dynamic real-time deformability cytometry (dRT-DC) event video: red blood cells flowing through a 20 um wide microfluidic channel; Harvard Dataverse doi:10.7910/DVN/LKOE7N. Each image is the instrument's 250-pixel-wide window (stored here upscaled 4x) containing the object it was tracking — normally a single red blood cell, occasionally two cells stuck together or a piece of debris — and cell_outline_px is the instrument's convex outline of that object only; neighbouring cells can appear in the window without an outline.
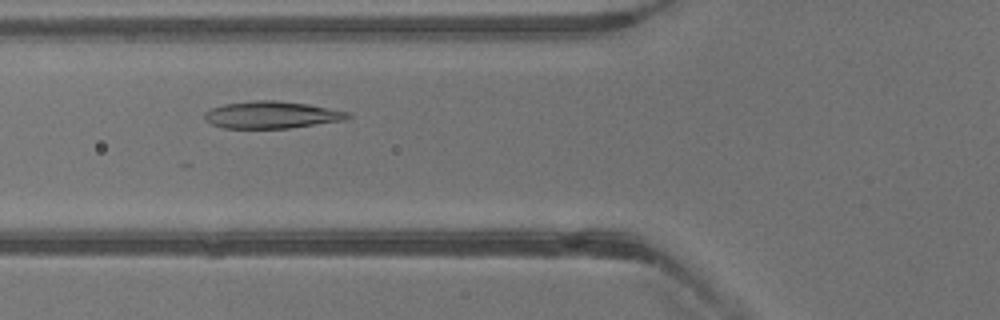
{"species": "common noctule bat (a hibernating species)", "species_latin": "Nyctalus noctula", "temperature_condition": "warm", "stored_images_in_passage": 35, "camera_frame_rate_fps": 3000, "um_per_image_px": 0.085, "animal": {"sex": "male", "body_mass_g": 13.3}, "frame": {"image": 1, "passage_image": 10, "time_ms": 3.0, "image_size_px": [1000, 320], "cell_outline_px": [[352, 116], [344, 120], [292, 128], [224, 128], [212, 124], [204, 116], [204, 112], [212, 108], [224, 104], [252, 100], [276, 100], [308, 104], [352, 112]], "centroid_in_image_um": [23.14, 9.76], "position_along_channel_um": 102.7, "area_um2": 22.72}}
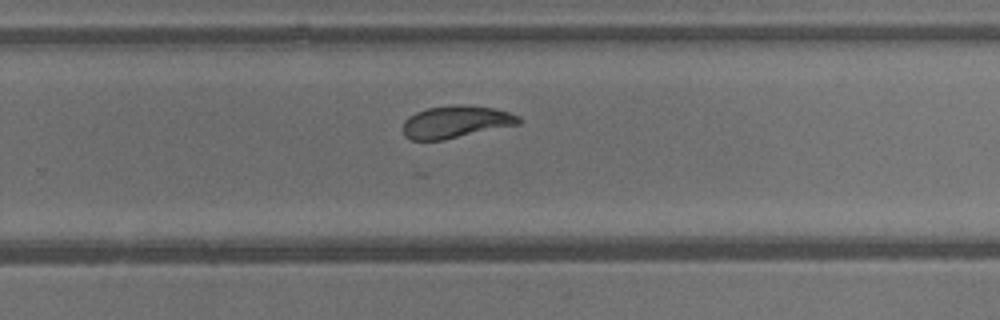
{"frame": {"image": 2, "passage_image": 21, "time_ms": 6.667, "image_size_px": [1000, 320], "cell_outline_px": [[520, 124], [444, 140], [412, 140], [404, 136], [404, 120], [408, 116], [416, 112], [428, 108], [456, 104], [464, 104], [492, 108], [508, 112], [520, 116]], "centroid_in_image_um": [38.74, 10.36], "position_along_channel_um": 291.1, "area_um2": 21.79}}
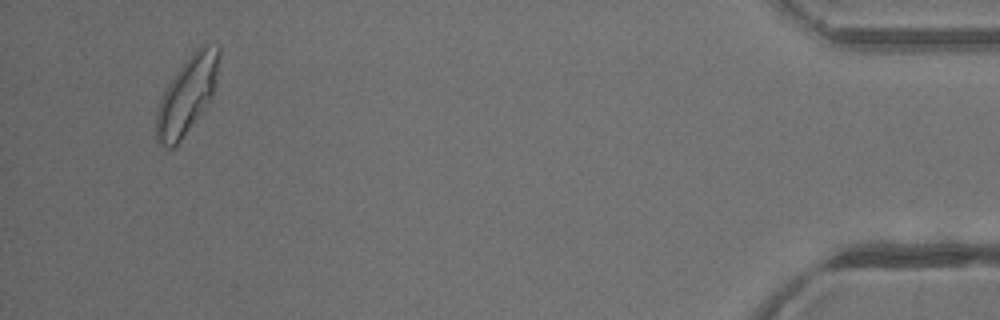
{"frame": {"image": 3, "passage_image": 33, "time_ms": 10.667, "image_size_px": [1000, 320], "cell_outline_px": [[220, 56], [216, 84], [212, 96], [208, 104], [176, 148], [164, 152], [156, 136], [156, 112], [160, 100], [168, 84], [176, 72], [188, 56], [204, 40], [220, 48]], "centroid_in_image_um": [15.91, 8.1], "position_along_channel_um": 419.3, "area_um2": 28.9}}